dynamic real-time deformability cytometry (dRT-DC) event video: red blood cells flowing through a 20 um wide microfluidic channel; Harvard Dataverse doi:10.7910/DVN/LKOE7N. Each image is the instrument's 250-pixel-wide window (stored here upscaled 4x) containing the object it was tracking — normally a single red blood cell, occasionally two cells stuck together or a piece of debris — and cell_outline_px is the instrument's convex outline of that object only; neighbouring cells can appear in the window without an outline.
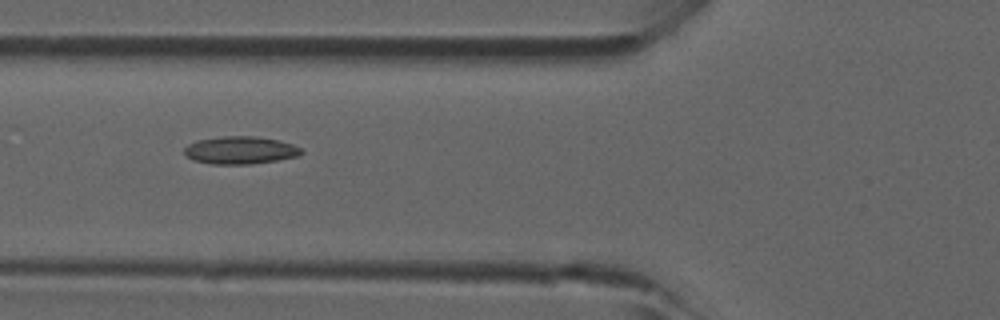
{"species": "common noctule bat (a hibernating species)", "species_latin": "Nyctalus noctula", "temperature_condition": "room temperature", "stored_images_in_passage": 3, "camera_frame_rate_fps": 3000, "um_per_image_px": 0.085, "animal": {"sex": "male", "forearm_length_mm": 52.5}, "frame": {"image": 1, "passage_image": 2, "time_ms": 0.333, "image_size_px": [1000, 320], "cell_outline_px": [[304, 152], [296, 156], [276, 160], [252, 164], [212, 164], [192, 160], [184, 156], [184, 148], [188, 144], [200, 140], [224, 136], [256, 136], [280, 140], [292, 144], [300, 148]], "centroid_in_image_um": [20.4, 12.77], "position_along_channel_um": 105.4, "area_um2": 18.84}}
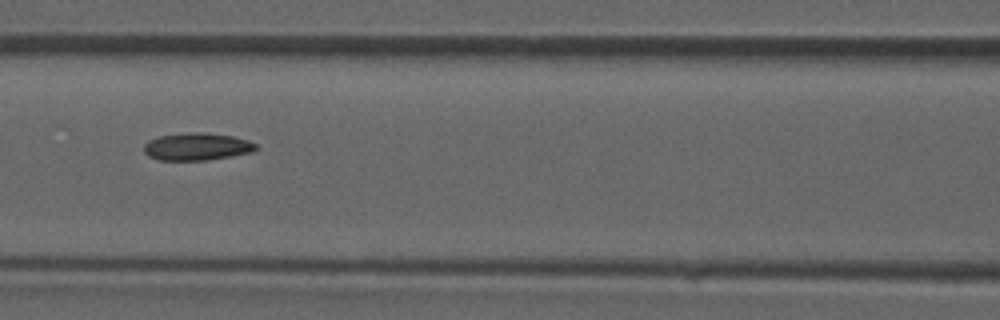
{"frame": {"image": 2, "passage_image": 3, "time_ms": 0.667, "image_size_px": [1000, 320], "cell_outline_px": [[256, 148], [252, 152], [232, 156], [208, 160], [160, 160], [148, 156], [144, 152], [144, 144], [148, 140], [160, 136], [192, 132], [204, 132], [232, 136], [248, 140], [256, 144]], "centroid_in_image_um": [16.72, 12.46], "position_along_channel_um": 149.9, "area_um2": 17.86}}